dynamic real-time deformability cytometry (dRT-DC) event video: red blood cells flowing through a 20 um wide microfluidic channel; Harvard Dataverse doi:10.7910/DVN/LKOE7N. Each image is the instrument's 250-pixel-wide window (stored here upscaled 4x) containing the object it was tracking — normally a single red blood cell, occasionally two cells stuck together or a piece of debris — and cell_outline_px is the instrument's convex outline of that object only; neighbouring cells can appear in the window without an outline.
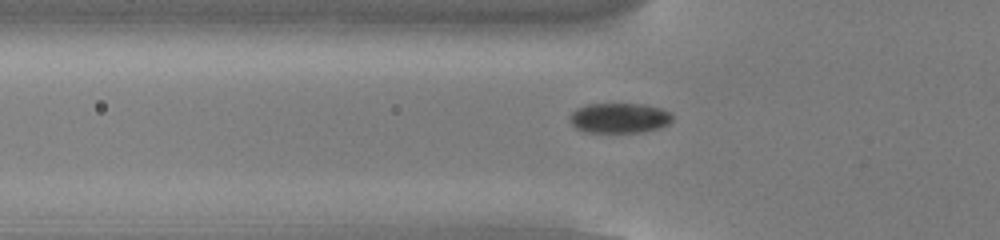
{"species": "common noctule bat (a hibernating species)", "species_latin": "Nyctalus noctula", "temperature_condition": "cold", "stored_images_in_passage": 55, "camera_frame_rate_fps": 3000, "um_per_image_px": 0.085, "animal": {"sex": "male", "body_mass_g": 13.0, "forearm_length_mm": 53.1}, "frame": {"image": 1, "passage_image": 19, "time_ms": 6.0, "image_size_px": [1000, 240], "cell_outline_px": [[672, 120], [668, 124], [660, 128], [640, 132], [584, 132], [576, 128], [568, 120], [568, 116], [576, 108], [588, 104], [644, 104], [660, 108], [668, 112], [672, 116]], "centroid_in_image_um": [52.6, 10.03], "position_along_channel_um": 73.2, "area_um2": 18.03}}
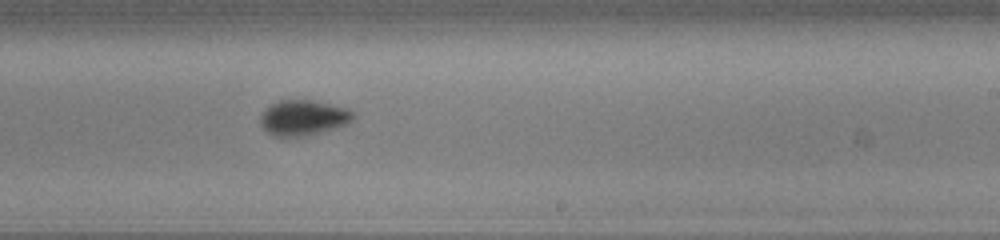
{"frame": {"image": 2, "passage_image": 34, "time_ms": 11.0, "image_size_px": [1000, 240], "cell_outline_px": [[356, 116], [348, 124], [304, 136], [272, 136], [260, 124], [260, 116], [272, 104], [280, 100], [312, 100], [348, 108], [356, 112]], "centroid_in_image_um": [25.82, 10.0], "position_along_channel_um": 263.2, "area_um2": 19.02}}
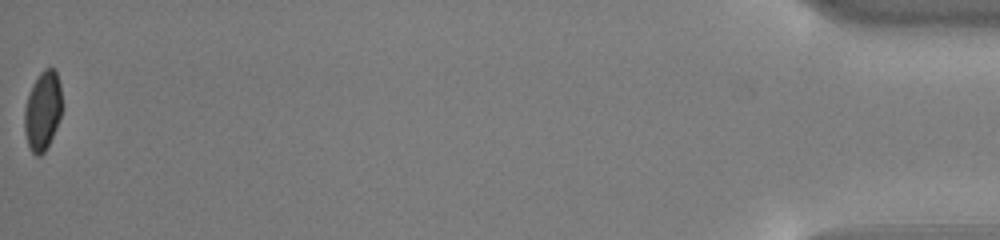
{"frame": {"image": 3, "passage_image": 55, "time_ms": 18.0, "image_size_px": [1000, 240], "cell_outline_px": [[64, 108], [56, 128], [44, 152], [40, 156], [36, 156], [32, 152], [28, 144], [24, 128], [24, 108], [32, 84], [40, 72], [44, 68], [52, 68], [56, 72], [60, 84]], "centroid_in_image_um": [3.65, 9.39], "position_along_channel_um": 431.6, "area_um2": 17.51}, "authors_computed_cell_mechanics": {"area_um2": 18.5538, "velocity_mm_per_s": 3.8013, "shape_relaxation_time_tau1_ms": 2.2347, "shape_relaxation_time_tau2_ms": null, "deformation_change_tau1": 0.0626, "deformation_change_tau2": null}}